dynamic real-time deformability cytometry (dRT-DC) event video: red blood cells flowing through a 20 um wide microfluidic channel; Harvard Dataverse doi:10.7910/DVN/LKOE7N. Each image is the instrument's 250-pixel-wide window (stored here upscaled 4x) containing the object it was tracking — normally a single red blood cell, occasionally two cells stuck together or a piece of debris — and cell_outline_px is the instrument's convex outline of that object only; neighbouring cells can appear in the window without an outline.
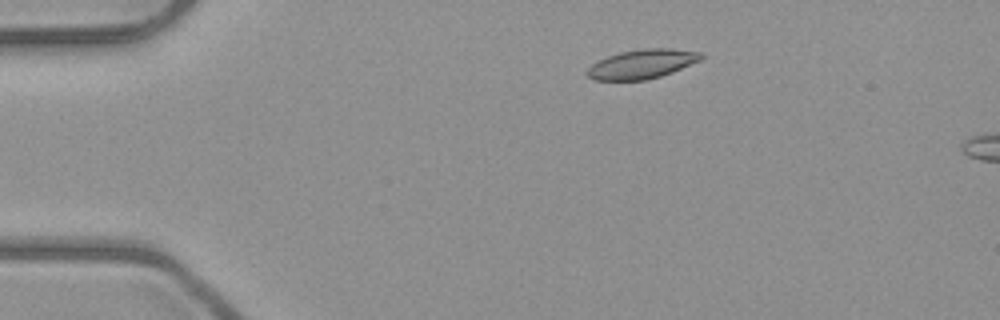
{"species": "common noctule bat (a hibernating species)", "species_latin": "Nyctalus noctula", "temperature_condition": "room temperature", "stored_images_in_passage": 3, "camera_frame_rate_fps": 3000, "um_per_image_px": 0.085, "animal": {"sex": "male", "body_mass_g": 23.1, "forearm_length_mm": 52.7}, "frame": {"image": 1, "passage_image": 2, "time_ms": 1.0, "image_size_px": [1000, 320], "cell_outline_px": [[704, 56], [700, 60], [672, 72], [660, 76], [644, 80], [592, 80], [588, 76], [588, 68], [592, 64], [608, 56], [620, 52], [644, 48], [668, 48], [700, 52]], "centroid_in_image_um": [54.57, 5.44], "position_along_channel_um": 30.4, "area_um2": 19.13}}